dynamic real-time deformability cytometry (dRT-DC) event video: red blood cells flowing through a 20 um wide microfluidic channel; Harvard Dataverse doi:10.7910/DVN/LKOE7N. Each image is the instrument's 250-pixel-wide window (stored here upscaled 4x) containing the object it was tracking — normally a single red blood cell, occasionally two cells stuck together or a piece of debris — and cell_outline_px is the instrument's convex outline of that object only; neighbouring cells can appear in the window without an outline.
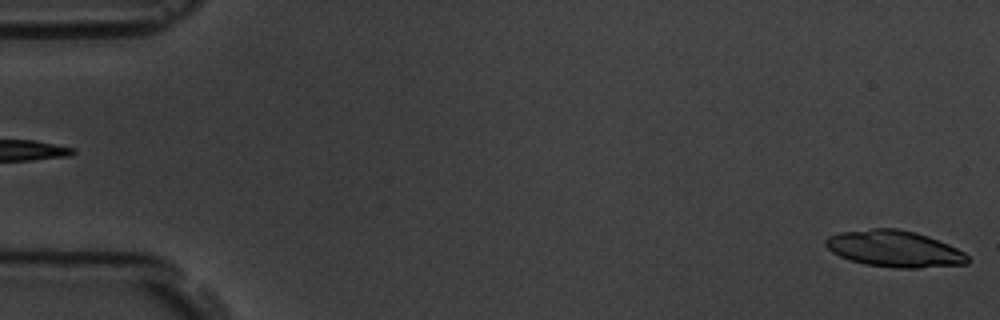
{"species": "common noctule bat (a hibernating species)", "species_latin": "Nyctalus noctula", "temperature_condition": "room temperature", "stored_images_in_passage": 6, "segment_of_instrument_passage": [2, 2], "camera_frame_rate_fps": 3000, "um_per_image_px": 0.085, "animal": {"sex": "male", "body_mass_g": 19.5, "forearm_length_mm": 54.6}, "frame": {"image": 1, "passage_image": 6, "time_ms": 6.333, "image_size_px": [1000, 320], "cell_outline_px": [[968, 264], [916, 268], [896, 268], [864, 264], [840, 256], [832, 252], [824, 244], [824, 240], [828, 236], [840, 232], [872, 228], [896, 228], [916, 232], [928, 236], [948, 244], [964, 252], [968, 256]], "centroid_in_image_um": [76.02, 21.14], "position_along_channel_um": 9.0, "area_um2": 30.17}}